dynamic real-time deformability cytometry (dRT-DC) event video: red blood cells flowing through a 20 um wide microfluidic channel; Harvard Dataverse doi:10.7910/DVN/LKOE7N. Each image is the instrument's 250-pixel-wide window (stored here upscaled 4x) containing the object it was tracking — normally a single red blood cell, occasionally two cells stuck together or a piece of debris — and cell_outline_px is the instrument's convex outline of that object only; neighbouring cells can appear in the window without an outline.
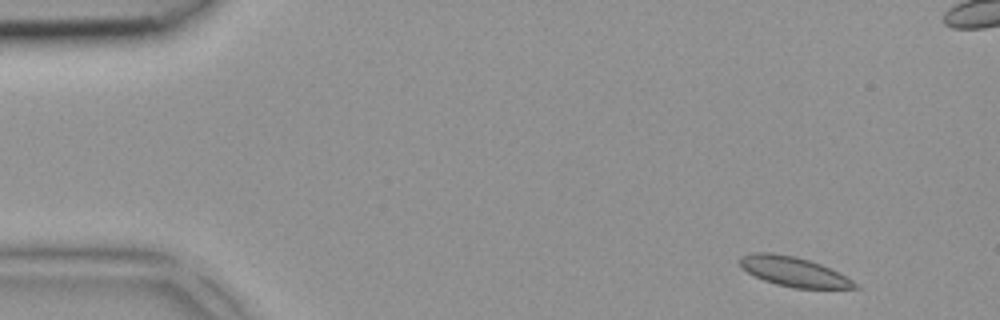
{"species": "common noctule bat (a hibernating species)", "species_latin": "Nyctalus noctula", "temperature_condition": "room temperature", "stored_images_in_passage": 5, "camera_frame_rate_fps": 3000, "um_per_image_px": 0.085, "animal": {"sex": "female", "body_mass_g": 18.4}, "frame": {"image": 1, "passage_image": 1, "time_ms": 0.0, "image_size_px": [1000, 320], "cell_outline_px": [[860, 288], [792, 288], [776, 284], [764, 280], [748, 272], [740, 264], [740, 256], [752, 252], [772, 252], [796, 256], [820, 264], [852, 280]], "centroid_in_image_um": [67.42, 23.07], "position_along_channel_um": 17.6, "area_um2": 19.54}}